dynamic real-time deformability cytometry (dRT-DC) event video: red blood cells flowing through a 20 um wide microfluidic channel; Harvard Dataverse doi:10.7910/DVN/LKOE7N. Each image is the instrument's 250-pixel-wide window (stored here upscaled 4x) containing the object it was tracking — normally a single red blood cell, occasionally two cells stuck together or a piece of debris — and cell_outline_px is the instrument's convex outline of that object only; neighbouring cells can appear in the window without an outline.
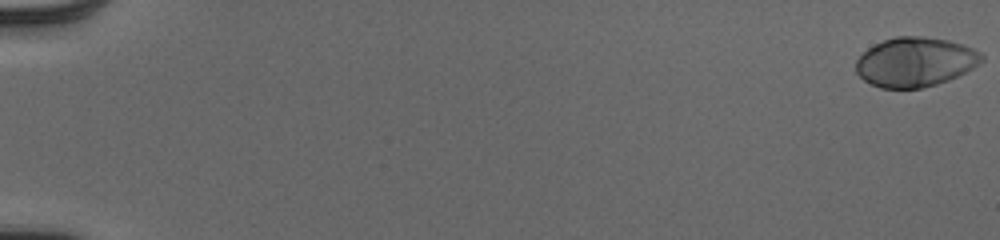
{"species": "human", "species_latin": "Homo sapiens", "temperature_condition": "cold", "stored_images_in_passage": 54, "camera_frame_rate_fps": 3000, "um_per_image_px": 0.085, "donor": {"sex": "male"}, "frame": {"image": 1, "passage_image": 1, "time_ms": 0.0, "image_size_px": [1000, 240], "cell_outline_px": [[984, 60], [972, 68], [948, 80], [936, 84], [920, 88], [880, 88], [864, 80], [856, 72], [856, 60], [868, 48], [884, 40], [896, 36], [924, 36], [948, 40], [964, 44], [980, 52], [984, 56]], "centroid_in_image_um": [77.8, 5.26], "position_along_channel_um": 7.2, "area_um2": 36.07}}
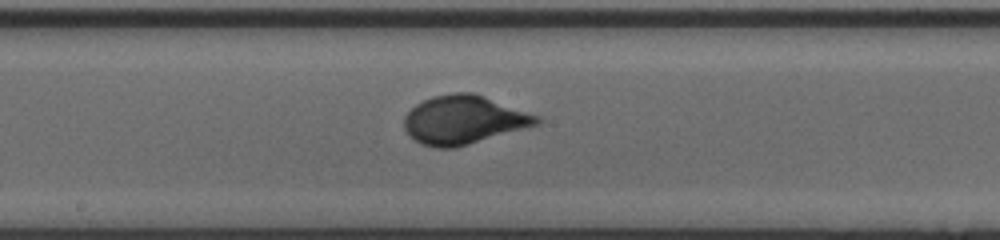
{"frame": {"image": 2, "passage_image": 31, "time_ms": 10.0, "image_size_px": [1000, 240], "cell_outline_px": [[544, 120], [540, 124], [452, 148], [436, 148], [420, 144], [404, 128], [404, 116], [416, 104], [432, 96], [452, 92], [476, 92], [544, 116]], "centroid_in_image_um": [39.5, 10.15], "position_along_channel_um": 208.7, "area_um2": 37.97}}
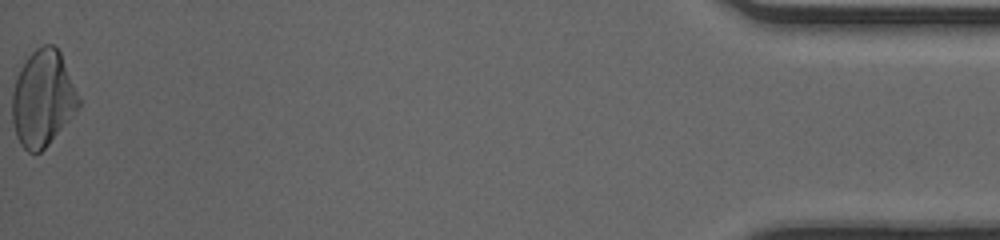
{"frame": {"image": 3, "passage_image": 54, "time_ms": 17.667, "image_size_px": [1000, 240], "cell_outline_px": [[80, 108], [48, 144], [40, 152], [28, 152], [20, 144], [16, 136], [12, 120], [12, 92], [20, 68], [28, 56], [36, 48], [44, 44], [52, 44], [60, 52], [80, 100]], "centroid_in_image_um": [3.63, 8.38], "position_along_channel_um": 431.6, "area_um2": 36.99}, "authors_computed_cell_mechanics": {"area_um2": 35.6337, "velocity_mm_per_s": 4.0307, "shape_relaxation_time_tau1_ms": 3.0127, "shape_relaxation_time_tau2_ms": null, "deformation_change_tau1": 0.1696, "deformation_change_tau2": null}}